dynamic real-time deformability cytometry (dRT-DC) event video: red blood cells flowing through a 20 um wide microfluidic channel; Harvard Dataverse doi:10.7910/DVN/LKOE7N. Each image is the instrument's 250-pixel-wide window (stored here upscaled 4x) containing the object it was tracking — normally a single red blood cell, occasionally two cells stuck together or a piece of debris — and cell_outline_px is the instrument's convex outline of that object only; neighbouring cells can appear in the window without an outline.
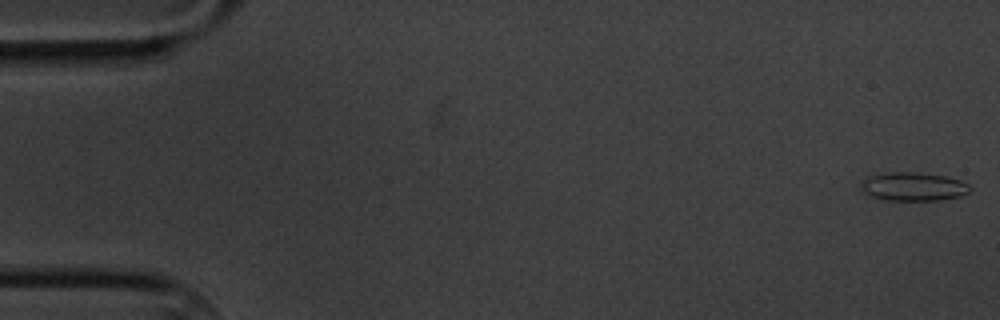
{"species": "common noctule bat (a hibernating species)", "species_latin": "Nyctalus noctula", "temperature_condition": "cold", "stored_images_in_passage": 6, "camera_frame_rate_fps": 3000, "um_per_image_px": 0.085, "animal": {"sex": "male", "body_mass_g": 20.1, "forearm_length_mm": 53.5}, "frame": {"image": 1, "passage_image": 1, "time_ms": 0.0, "image_size_px": [1000, 320], "cell_outline_px": [[972, 188], [968, 192], [960, 196], [940, 200], [884, 200], [872, 196], [864, 192], [864, 180], [868, 176], [892, 172], [916, 172], [944, 176], [960, 180], [968, 184]], "centroid_in_image_um": [77.69, 15.86], "position_along_channel_um": 7.3, "area_um2": 17.8}}